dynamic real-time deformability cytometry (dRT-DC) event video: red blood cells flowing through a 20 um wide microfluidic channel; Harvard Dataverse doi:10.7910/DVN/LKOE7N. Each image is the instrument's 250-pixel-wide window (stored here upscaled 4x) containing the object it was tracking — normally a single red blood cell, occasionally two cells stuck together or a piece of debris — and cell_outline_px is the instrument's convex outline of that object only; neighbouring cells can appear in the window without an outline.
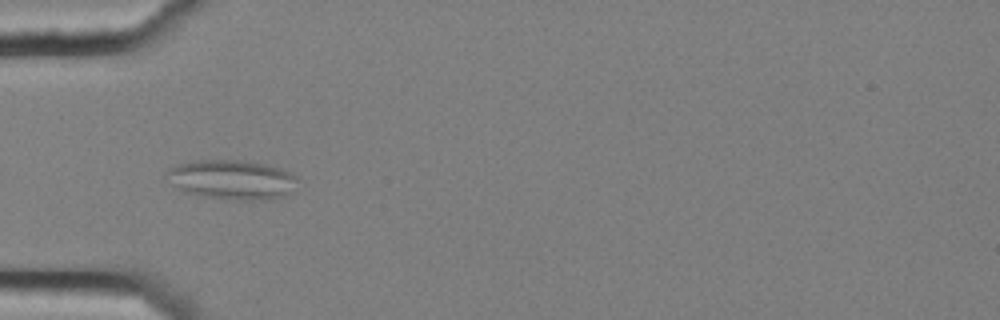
{"species": "common noctule bat (a hibernating species)", "species_latin": "Nyctalus noctula", "temperature_condition": "cold", "stored_images_in_passage": 10, "camera_frame_rate_fps": 3000, "um_per_image_px": 0.085, "animal": {"sex": "female", "body_mass_g": 25.1}, "frame": {"image": 1, "passage_image": 4, "time_ms": 1.0, "image_size_px": [1000, 320], "cell_outline_px": [[300, 180], [292, 192], [284, 196], [264, 200], [240, 200], [196, 196], [184, 192], [172, 184], [164, 172], [168, 168], [180, 164], [200, 160], [252, 160], [280, 168], [292, 172]], "centroid_in_image_um": [19.76, 15.27], "position_along_channel_um": 65.2, "area_um2": 30.69}}
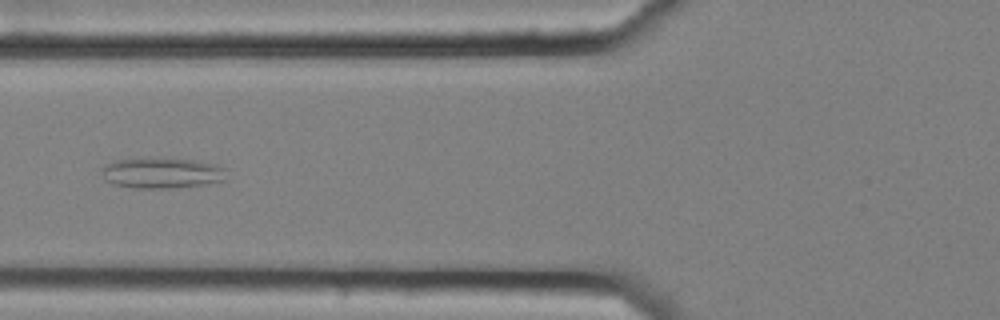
{"frame": {"image": 2, "passage_image": 5, "time_ms": 1.333, "image_size_px": [1000, 320], "cell_outline_px": [[224, 180], [200, 184], [168, 188], [136, 188], [116, 184], [104, 180], [104, 168], [108, 164], [116, 160], [196, 160], [216, 164], [224, 168]], "centroid_in_image_um": [13.78, 14.73], "position_along_channel_um": 112.0, "area_um2": 21.04}}